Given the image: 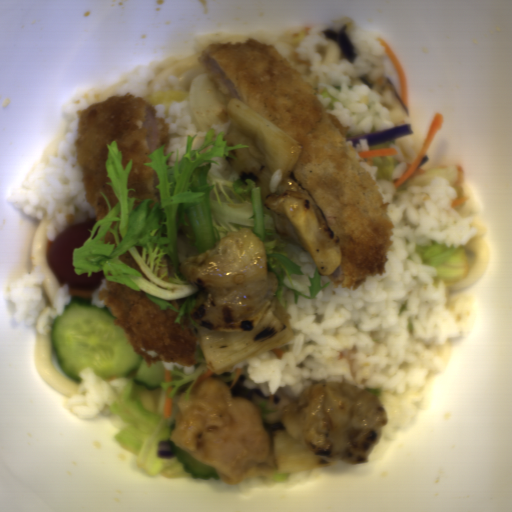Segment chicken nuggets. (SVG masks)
<instances>
[{
  "label": "chicken nuggets",
  "mask_w": 512,
  "mask_h": 512,
  "mask_svg": "<svg viewBox=\"0 0 512 512\" xmlns=\"http://www.w3.org/2000/svg\"><path fill=\"white\" fill-rule=\"evenodd\" d=\"M171 443L213 467L225 484L271 477L277 467L272 438L259 407L232 397L226 382L206 377L177 400Z\"/></svg>",
  "instance_id": "90cb4de2"
},
{
  "label": "chicken nuggets",
  "mask_w": 512,
  "mask_h": 512,
  "mask_svg": "<svg viewBox=\"0 0 512 512\" xmlns=\"http://www.w3.org/2000/svg\"><path fill=\"white\" fill-rule=\"evenodd\" d=\"M182 277L198 288L189 314L205 330L251 332L276 298L278 278L267 269V250L249 227L187 258Z\"/></svg>",
  "instance_id": "f4ed5422"
},
{
  "label": "chicken nuggets",
  "mask_w": 512,
  "mask_h": 512,
  "mask_svg": "<svg viewBox=\"0 0 512 512\" xmlns=\"http://www.w3.org/2000/svg\"><path fill=\"white\" fill-rule=\"evenodd\" d=\"M285 431L309 451L344 465L368 463L387 412L380 396L348 381L304 389L282 412Z\"/></svg>",
  "instance_id": "cc037f56"
},
{
  "label": "chicken nuggets",
  "mask_w": 512,
  "mask_h": 512,
  "mask_svg": "<svg viewBox=\"0 0 512 512\" xmlns=\"http://www.w3.org/2000/svg\"><path fill=\"white\" fill-rule=\"evenodd\" d=\"M264 207L289 221L321 276L331 275L340 266L343 252L338 237L311 195L289 174L283 176L275 192L264 197Z\"/></svg>",
  "instance_id": "bb5aeace"
}]
</instances>
